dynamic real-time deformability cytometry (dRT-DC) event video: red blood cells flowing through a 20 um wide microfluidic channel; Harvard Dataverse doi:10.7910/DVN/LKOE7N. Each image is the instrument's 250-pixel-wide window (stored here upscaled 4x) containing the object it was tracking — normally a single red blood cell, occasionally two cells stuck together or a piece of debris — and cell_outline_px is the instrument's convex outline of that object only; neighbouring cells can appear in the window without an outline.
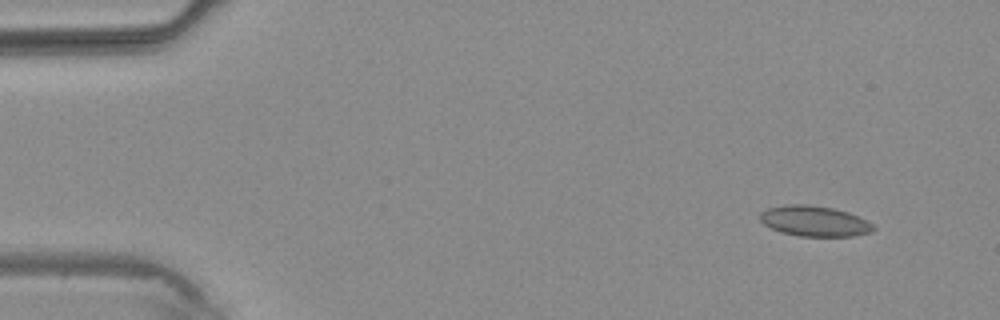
{"species": "common noctule bat (a hibernating species)", "species_latin": "Nyctalus noctula", "temperature_condition": "warm", "stored_images_in_passage": 4, "camera_frame_rate_fps": 3000, "um_per_image_px": 0.085, "animal": {"sex": "male", "body_mass_g": 20.4}, "frame": {"image": 1, "passage_image": 1, "time_ms": 0.0, "image_size_px": [1000, 320], "cell_outline_px": [[876, 228], [872, 232], [852, 236], [796, 236], [780, 232], [764, 224], [760, 220], [760, 212], [768, 208], [788, 204], [808, 204], [832, 208], [848, 212], [872, 224]], "centroid_in_image_um": [69.2, 18.8], "position_along_channel_um": 15.8, "area_um2": 20.06}}
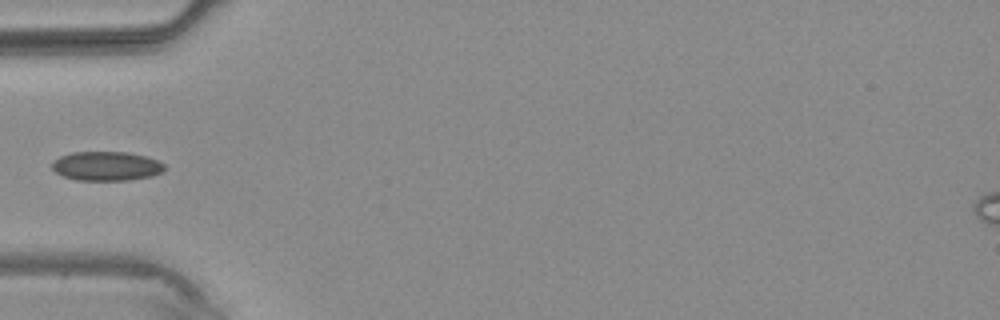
{"frame": {"image": 2, "passage_image": 4, "time_ms": 3.333, "image_size_px": [1000, 320], "cell_outline_px": [[164, 172], [152, 176], [128, 180], [76, 180], [64, 176], [56, 172], [52, 168], [52, 160], [60, 156], [72, 152], [128, 152], [148, 156], [164, 164]], "centroid_in_image_um": [9.05, 14.11], "position_along_channel_um": 75.9, "area_um2": 19.25}}